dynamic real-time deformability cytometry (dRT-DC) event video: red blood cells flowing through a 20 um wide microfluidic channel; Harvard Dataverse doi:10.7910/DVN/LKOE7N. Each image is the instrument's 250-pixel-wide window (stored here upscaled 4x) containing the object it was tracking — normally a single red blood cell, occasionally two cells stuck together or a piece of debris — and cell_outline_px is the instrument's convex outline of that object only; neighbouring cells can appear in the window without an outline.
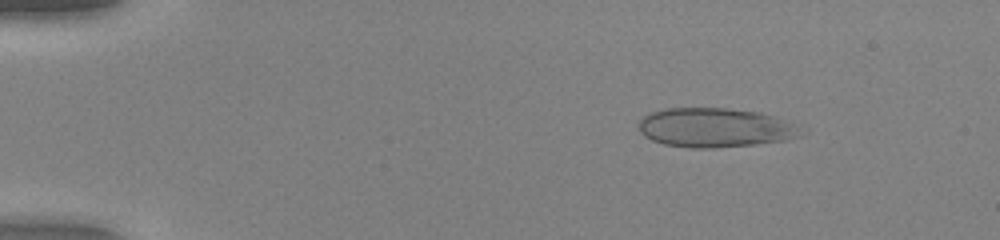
{"species": "human", "species_latin": "Homo sapiens", "temperature_condition": "warm", "stored_images_in_passage": 51, "camera_frame_rate_fps": 3000, "um_per_image_px": 0.085, "donor": {"sex": "female"}, "frame": {"image": 1, "passage_image": 8, "time_ms": 2.333, "image_size_px": [1000, 240], "cell_outline_px": [[808, 132], [800, 136], [788, 140], [756, 144], [716, 148], [692, 148], [664, 144], [652, 140], [644, 136], [640, 132], [640, 120], [648, 112], [664, 108], [724, 108], [760, 112], [776, 116], [808, 128]], "centroid_in_image_um": [60.89, 10.85], "position_along_channel_um": 24.1, "area_um2": 37.86}}
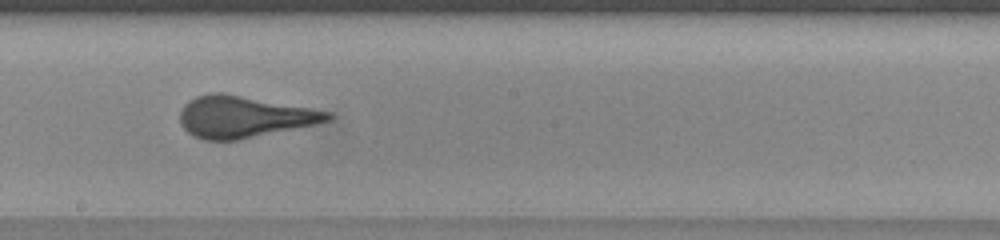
{"frame": {"image": 2, "passage_image": 30, "time_ms": 9.667, "image_size_px": [1000, 240], "cell_outline_px": [[336, 116], [332, 120], [316, 124], [236, 140], [204, 140], [192, 136], [180, 124], [180, 112], [184, 104], [188, 100], [196, 96], [212, 92], [224, 92], [312, 108], [332, 112]], "centroid_in_image_um": [20.74, 9.91], "position_along_channel_um": 227.5, "area_um2": 36.07}}
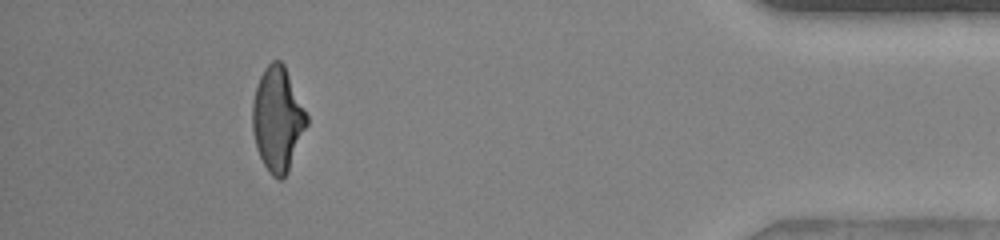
{"frame": {"image": 3, "passage_image": 47, "time_ms": 15.333, "image_size_px": [1000, 240], "cell_outline_px": [[308, 124], [288, 172], [280, 180], [276, 180], [268, 172], [256, 148], [252, 132], [252, 100], [260, 76], [264, 68], [272, 60], [280, 60], [284, 64], [308, 116]], "centroid_in_image_um": [23.59, 10.14], "position_along_channel_um": 411.6, "area_um2": 33.12}, "authors_computed_cell_mechanics": {"area_um2": 35.6048, "velocity_mm_per_s": 4.1133, "shape_relaxation_time_tau1_ms": 7.5399, "shape_relaxation_time_tau2_ms": null, "deformation_change_tau1": 0.2685, "deformation_change_tau2": null}}